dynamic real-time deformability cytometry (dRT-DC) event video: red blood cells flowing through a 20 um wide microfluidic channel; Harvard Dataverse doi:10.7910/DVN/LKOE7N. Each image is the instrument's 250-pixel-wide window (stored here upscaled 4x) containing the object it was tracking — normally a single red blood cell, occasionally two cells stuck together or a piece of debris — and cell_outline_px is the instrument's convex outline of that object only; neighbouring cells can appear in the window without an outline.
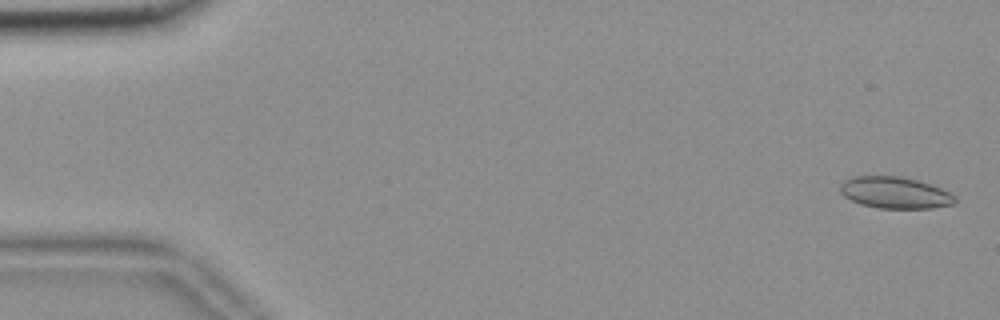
{"species": "common noctule bat (a hibernating species)", "species_latin": "Nyctalus noctula", "temperature_condition": "room temperature", "stored_images_in_passage": 55, "camera_frame_rate_fps": 3000, "um_per_image_px": 0.085, "animal": {"sex": "female", "body_mass_g": 18.4}, "frame": {"image": 1, "passage_image": 2, "time_ms": 0.333, "image_size_px": [1000, 320], "cell_outline_px": [[956, 200], [952, 204], [932, 208], [880, 208], [860, 204], [844, 196], [840, 192], [840, 184], [844, 180], [852, 176], [900, 176], [916, 180], [940, 188], [956, 196]], "centroid_in_image_um": [76.03, 16.37], "position_along_channel_um": 9.0, "area_um2": 20.98}}
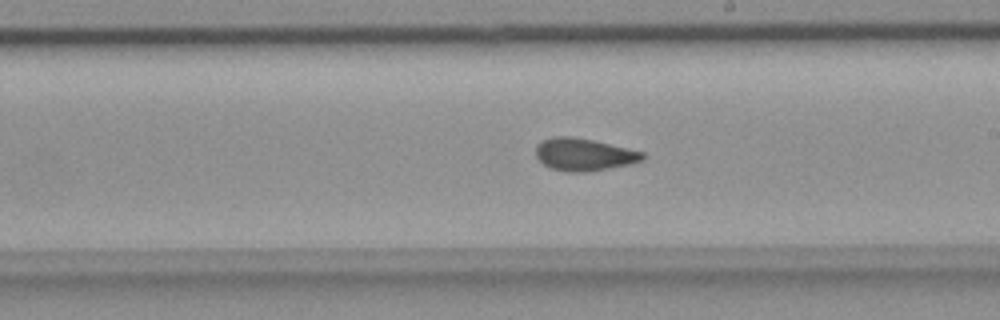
{"frame": {"image": 2, "passage_image": 32, "time_ms": 10.333, "image_size_px": [1000, 320], "cell_outline_px": [[644, 156], [640, 160], [628, 164], [588, 172], [568, 172], [552, 168], [544, 164], [536, 156], [536, 144], [552, 136], [572, 136], [592, 140], [644, 152]], "centroid_in_image_um": [49.59, 13.12], "position_along_channel_um": 239.4, "area_um2": 19.88}}
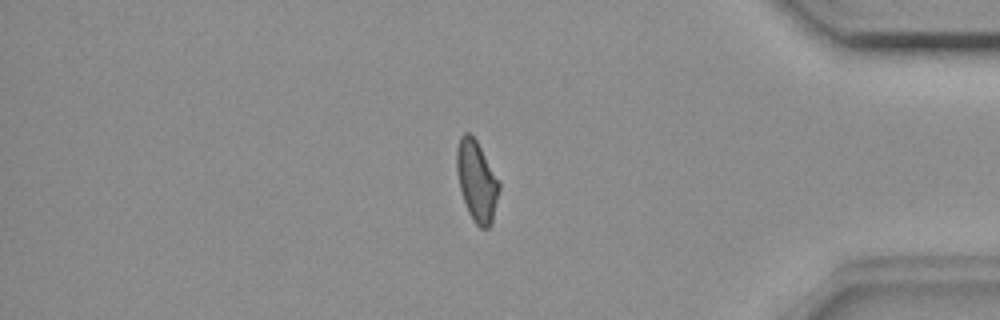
{"frame": {"image": 3, "passage_image": 47, "time_ms": 15.333, "image_size_px": [1000, 320], "cell_outline_px": [[500, 188], [492, 224], [488, 228], [480, 228], [472, 220], [468, 212], [460, 188], [456, 168], [456, 148], [460, 136], [464, 132], [468, 132], [476, 140], [500, 180]], "centroid_in_image_um": [40.53, 15.39], "position_along_channel_um": 394.7, "area_um2": 20.11}}